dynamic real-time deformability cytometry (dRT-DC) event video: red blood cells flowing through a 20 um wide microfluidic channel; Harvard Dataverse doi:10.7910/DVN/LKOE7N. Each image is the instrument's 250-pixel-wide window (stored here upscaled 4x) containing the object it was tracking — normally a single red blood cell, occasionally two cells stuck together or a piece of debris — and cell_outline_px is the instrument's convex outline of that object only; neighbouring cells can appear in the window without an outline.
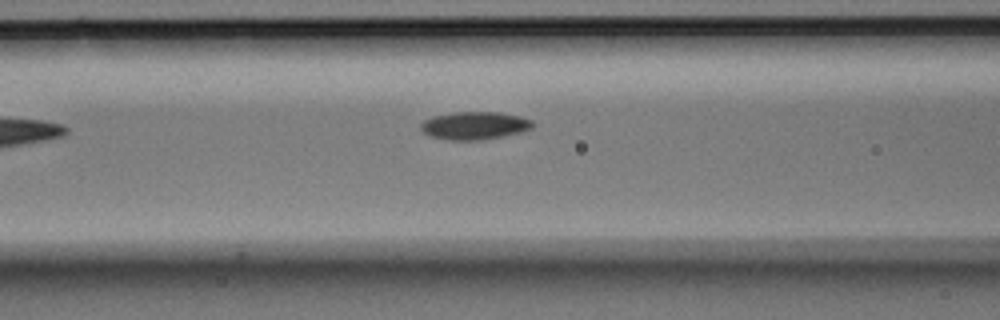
{"species": "Egyptian fruit bat (a non-hibernating species)", "species_latin": "Rousettus aegyptiacus", "temperature_condition": "room temperature", "stored_images_in_passage": 6, "camera_frame_rate_fps": 3000, "um_per_image_px": 0.085, "animal": {"sex": "male"}, "frame": {"image": 1, "passage_image": 6, "time_ms": 1.667, "image_size_px": [1000, 320], "cell_outline_px": [[532, 128], [520, 132], [480, 140], [448, 140], [432, 136], [424, 132], [420, 128], [420, 124], [424, 120], [432, 116], [456, 112], [500, 112], [520, 116], [532, 120]], "centroid_in_image_um": [40.32, 10.66], "position_along_channel_um": 126.3, "area_um2": 17.98}}